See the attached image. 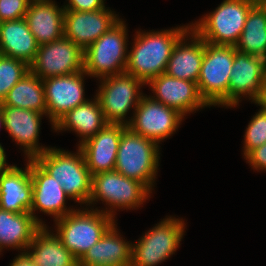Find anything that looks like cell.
<instances>
[{
  "mask_svg": "<svg viewBox=\"0 0 266 266\" xmlns=\"http://www.w3.org/2000/svg\"><path fill=\"white\" fill-rule=\"evenodd\" d=\"M190 28L191 25L162 31H136L135 42L128 52L125 73L133 75L145 85L164 74L175 44Z\"/></svg>",
  "mask_w": 266,
  "mask_h": 266,
  "instance_id": "obj_1",
  "label": "cell"
},
{
  "mask_svg": "<svg viewBox=\"0 0 266 266\" xmlns=\"http://www.w3.org/2000/svg\"><path fill=\"white\" fill-rule=\"evenodd\" d=\"M33 160L57 182L61 183L63 190L71 199L88 206L91 197L92 176L79 147L77 153L49 147Z\"/></svg>",
  "mask_w": 266,
  "mask_h": 266,
  "instance_id": "obj_2",
  "label": "cell"
},
{
  "mask_svg": "<svg viewBox=\"0 0 266 266\" xmlns=\"http://www.w3.org/2000/svg\"><path fill=\"white\" fill-rule=\"evenodd\" d=\"M74 210L54 221L56 235L79 260L115 223V219L96 208Z\"/></svg>",
  "mask_w": 266,
  "mask_h": 266,
  "instance_id": "obj_3",
  "label": "cell"
},
{
  "mask_svg": "<svg viewBox=\"0 0 266 266\" xmlns=\"http://www.w3.org/2000/svg\"><path fill=\"white\" fill-rule=\"evenodd\" d=\"M159 148L155 141L127 127L121 135L114 170L139 181L152 192L159 166Z\"/></svg>",
  "mask_w": 266,
  "mask_h": 266,
  "instance_id": "obj_4",
  "label": "cell"
},
{
  "mask_svg": "<svg viewBox=\"0 0 266 266\" xmlns=\"http://www.w3.org/2000/svg\"><path fill=\"white\" fill-rule=\"evenodd\" d=\"M253 7L249 0H224L191 28L207 43L235 46Z\"/></svg>",
  "mask_w": 266,
  "mask_h": 266,
  "instance_id": "obj_5",
  "label": "cell"
},
{
  "mask_svg": "<svg viewBox=\"0 0 266 266\" xmlns=\"http://www.w3.org/2000/svg\"><path fill=\"white\" fill-rule=\"evenodd\" d=\"M122 19L84 50V71L99 79L125 73L127 29Z\"/></svg>",
  "mask_w": 266,
  "mask_h": 266,
  "instance_id": "obj_6",
  "label": "cell"
},
{
  "mask_svg": "<svg viewBox=\"0 0 266 266\" xmlns=\"http://www.w3.org/2000/svg\"><path fill=\"white\" fill-rule=\"evenodd\" d=\"M151 193L144 184L125 177L116 170L100 172L92 176L88 205L101 200L110 207L108 210L104 208L103 212L115 218V210L137 209Z\"/></svg>",
  "mask_w": 266,
  "mask_h": 266,
  "instance_id": "obj_7",
  "label": "cell"
},
{
  "mask_svg": "<svg viewBox=\"0 0 266 266\" xmlns=\"http://www.w3.org/2000/svg\"><path fill=\"white\" fill-rule=\"evenodd\" d=\"M234 61V46L204 41V55L198 78L201 97L209 106L228 107V84Z\"/></svg>",
  "mask_w": 266,
  "mask_h": 266,
  "instance_id": "obj_8",
  "label": "cell"
},
{
  "mask_svg": "<svg viewBox=\"0 0 266 266\" xmlns=\"http://www.w3.org/2000/svg\"><path fill=\"white\" fill-rule=\"evenodd\" d=\"M184 220L167 217L132 243L130 266H156L179 248L185 230Z\"/></svg>",
  "mask_w": 266,
  "mask_h": 266,
  "instance_id": "obj_9",
  "label": "cell"
},
{
  "mask_svg": "<svg viewBox=\"0 0 266 266\" xmlns=\"http://www.w3.org/2000/svg\"><path fill=\"white\" fill-rule=\"evenodd\" d=\"M95 95L108 123L127 125L126 115L131 107L135 110L144 95L140 92L145 84L127 73L100 79Z\"/></svg>",
  "mask_w": 266,
  "mask_h": 266,
  "instance_id": "obj_10",
  "label": "cell"
},
{
  "mask_svg": "<svg viewBox=\"0 0 266 266\" xmlns=\"http://www.w3.org/2000/svg\"><path fill=\"white\" fill-rule=\"evenodd\" d=\"M266 59L241 53L234 46V61L228 84V107H237L241 97L258 104L264 95Z\"/></svg>",
  "mask_w": 266,
  "mask_h": 266,
  "instance_id": "obj_11",
  "label": "cell"
},
{
  "mask_svg": "<svg viewBox=\"0 0 266 266\" xmlns=\"http://www.w3.org/2000/svg\"><path fill=\"white\" fill-rule=\"evenodd\" d=\"M133 112V117L127 119V127L157 144L175 133L184 118L177 110L152 99L150 95H143Z\"/></svg>",
  "mask_w": 266,
  "mask_h": 266,
  "instance_id": "obj_12",
  "label": "cell"
},
{
  "mask_svg": "<svg viewBox=\"0 0 266 266\" xmlns=\"http://www.w3.org/2000/svg\"><path fill=\"white\" fill-rule=\"evenodd\" d=\"M84 51L71 40H59L38 46L30 71L42 80L84 71Z\"/></svg>",
  "mask_w": 266,
  "mask_h": 266,
  "instance_id": "obj_13",
  "label": "cell"
},
{
  "mask_svg": "<svg viewBox=\"0 0 266 266\" xmlns=\"http://www.w3.org/2000/svg\"><path fill=\"white\" fill-rule=\"evenodd\" d=\"M85 71L56 77L43 81L45 88L46 114L52 127L70 110L88 101L84 91Z\"/></svg>",
  "mask_w": 266,
  "mask_h": 266,
  "instance_id": "obj_14",
  "label": "cell"
},
{
  "mask_svg": "<svg viewBox=\"0 0 266 266\" xmlns=\"http://www.w3.org/2000/svg\"><path fill=\"white\" fill-rule=\"evenodd\" d=\"M118 16L106 7L95 11L65 10L64 37L84 51L121 20Z\"/></svg>",
  "mask_w": 266,
  "mask_h": 266,
  "instance_id": "obj_15",
  "label": "cell"
},
{
  "mask_svg": "<svg viewBox=\"0 0 266 266\" xmlns=\"http://www.w3.org/2000/svg\"><path fill=\"white\" fill-rule=\"evenodd\" d=\"M30 175L32 182V206L30 213L41 225L47 226L34 215L36 210L54 216L58 220L75 209L66 207L65 201L71 199L63 190L61 183L44 171L33 159H30Z\"/></svg>",
  "mask_w": 266,
  "mask_h": 266,
  "instance_id": "obj_16",
  "label": "cell"
},
{
  "mask_svg": "<svg viewBox=\"0 0 266 266\" xmlns=\"http://www.w3.org/2000/svg\"><path fill=\"white\" fill-rule=\"evenodd\" d=\"M147 84L155 95H151L152 99L177 110L183 116L200 108L209 107L201 97L195 82L174 78L164 73Z\"/></svg>",
  "mask_w": 266,
  "mask_h": 266,
  "instance_id": "obj_17",
  "label": "cell"
},
{
  "mask_svg": "<svg viewBox=\"0 0 266 266\" xmlns=\"http://www.w3.org/2000/svg\"><path fill=\"white\" fill-rule=\"evenodd\" d=\"M126 128L125 124L108 123L95 136L78 146L82 150L91 176L115 169L121 135Z\"/></svg>",
  "mask_w": 266,
  "mask_h": 266,
  "instance_id": "obj_18",
  "label": "cell"
},
{
  "mask_svg": "<svg viewBox=\"0 0 266 266\" xmlns=\"http://www.w3.org/2000/svg\"><path fill=\"white\" fill-rule=\"evenodd\" d=\"M0 107L4 115L5 129L12 140L23 147L27 160L34 159L48 149L38 144L41 119L47 114L11 106Z\"/></svg>",
  "mask_w": 266,
  "mask_h": 266,
  "instance_id": "obj_19",
  "label": "cell"
},
{
  "mask_svg": "<svg viewBox=\"0 0 266 266\" xmlns=\"http://www.w3.org/2000/svg\"><path fill=\"white\" fill-rule=\"evenodd\" d=\"M187 40L191 41L187 43ZM203 55L204 40L190 28L175 44L165 74L197 83Z\"/></svg>",
  "mask_w": 266,
  "mask_h": 266,
  "instance_id": "obj_20",
  "label": "cell"
},
{
  "mask_svg": "<svg viewBox=\"0 0 266 266\" xmlns=\"http://www.w3.org/2000/svg\"><path fill=\"white\" fill-rule=\"evenodd\" d=\"M32 206V182L30 159L22 168L9 166L0 171V208L15 213H30Z\"/></svg>",
  "mask_w": 266,
  "mask_h": 266,
  "instance_id": "obj_21",
  "label": "cell"
},
{
  "mask_svg": "<svg viewBox=\"0 0 266 266\" xmlns=\"http://www.w3.org/2000/svg\"><path fill=\"white\" fill-rule=\"evenodd\" d=\"M65 9L53 0H31L24 16L38 45L64 37Z\"/></svg>",
  "mask_w": 266,
  "mask_h": 266,
  "instance_id": "obj_22",
  "label": "cell"
},
{
  "mask_svg": "<svg viewBox=\"0 0 266 266\" xmlns=\"http://www.w3.org/2000/svg\"><path fill=\"white\" fill-rule=\"evenodd\" d=\"M113 224L84 255L78 266H130L132 243L126 242Z\"/></svg>",
  "mask_w": 266,
  "mask_h": 266,
  "instance_id": "obj_23",
  "label": "cell"
},
{
  "mask_svg": "<svg viewBox=\"0 0 266 266\" xmlns=\"http://www.w3.org/2000/svg\"><path fill=\"white\" fill-rule=\"evenodd\" d=\"M38 44L24 18L0 23V54L16 58L30 65L38 51Z\"/></svg>",
  "mask_w": 266,
  "mask_h": 266,
  "instance_id": "obj_24",
  "label": "cell"
},
{
  "mask_svg": "<svg viewBox=\"0 0 266 266\" xmlns=\"http://www.w3.org/2000/svg\"><path fill=\"white\" fill-rule=\"evenodd\" d=\"M107 124L99 101L94 96L93 100H88L68 111L53 128L56 132L64 131V129L65 131L73 130L81 138L79 146L90 137L95 136Z\"/></svg>",
  "mask_w": 266,
  "mask_h": 266,
  "instance_id": "obj_25",
  "label": "cell"
},
{
  "mask_svg": "<svg viewBox=\"0 0 266 266\" xmlns=\"http://www.w3.org/2000/svg\"><path fill=\"white\" fill-rule=\"evenodd\" d=\"M42 226L34 235L26 253L36 266H78V259L54 233Z\"/></svg>",
  "mask_w": 266,
  "mask_h": 266,
  "instance_id": "obj_26",
  "label": "cell"
},
{
  "mask_svg": "<svg viewBox=\"0 0 266 266\" xmlns=\"http://www.w3.org/2000/svg\"><path fill=\"white\" fill-rule=\"evenodd\" d=\"M41 227L31 213H15L0 208V249L11 247L26 252Z\"/></svg>",
  "mask_w": 266,
  "mask_h": 266,
  "instance_id": "obj_27",
  "label": "cell"
},
{
  "mask_svg": "<svg viewBox=\"0 0 266 266\" xmlns=\"http://www.w3.org/2000/svg\"><path fill=\"white\" fill-rule=\"evenodd\" d=\"M0 106H11L46 114L45 88L42 79L29 71L9 90Z\"/></svg>",
  "mask_w": 266,
  "mask_h": 266,
  "instance_id": "obj_28",
  "label": "cell"
},
{
  "mask_svg": "<svg viewBox=\"0 0 266 266\" xmlns=\"http://www.w3.org/2000/svg\"><path fill=\"white\" fill-rule=\"evenodd\" d=\"M235 49L266 59V8L253 7L250 10Z\"/></svg>",
  "mask_w": 266,
  "mask_h": 266,
  "instance_id": "obj_29",
  "label": "cell"
},
{
  "mask_svg": "<svg viewBox=\"0 0 266 266\" xmlns=\"http://www.w3.org/2000/svg\"><path fill=\"white\" fill-rule=\"evenodd\" d=\"M30 71L29 65L19 59L0 54V103L9 90Z\"/></svg>",
  "mask_w": 266,
  "mask_h": 266,
  "instance_id": "obj_30",
  "label": "cell"
},
{
  "mask_svg": "<svg viewBox=\"0 0 266 266\" xmlns=\"http://www.w3.org/2000/svg\"><path fill=\"white\" fill-rule=\"evenodd\" d=\"M258 105L261 109L252 117L245 130L244 157L250 151L266 143V108L260 103Z\"/></svg>",
  "mask_w": 266,
  "mask_h": 266,
  "instance_id": "obj_31",
  "label": "cell"
},
{
  "mask_svg": "<svg viewBox=\"0 0 266 266\" xmlns=\"http://www.w3.org/2000/svg\"><path fill=\"white\" fill-rule=\"evenodd\" d=\"M31 0H0V23L24 18Z\"/></svg>",
  "mask_w": 266,
  "mask_h": 266,
  "instance_id": "obj_32",
  "label": "cell"
},
{
  "mask_svg": "<svg viewBox=\"0 0 266 266\" xmlns=\"http://www.w3.org/2000/svg\"><path fill=\"white\" fill-rule=\"evenodd\" d=\"M69 3L63 5L65 10L73 11H95L105 8L104 0H68Z\"/></svg>",
  "mask_w": 266,
  "mask_h": 266,
  "instance_id": "obj_33",
  "label": "cell"
},
{
  "mask_svg": "<svg viewBox=\"0 0 266 266\" xmlns=\"http://www.w3.org/2000/svg\"><path fill=\"white\" fill-rule=\"evenodd\" d=\"M244 159L254 170L266 171V143L250 151Z\"/></svg>",
  "mask_w": 266,
  "mask_h": 266,
  "instance_id": "obj_34",
  "label": "cell"
},
{
  "mask_svg": "<svg viewBox=\"0 0 266 266\" xmlns=\"http://www.w3.org/2000/svg\"><path fill=\"white\" fill-rule=\"evenodd\" d=\"M10 266H36L31 257L26 252H21L13 259Z\"/></svg>",
  "mask_w": 266,
  "mask_h": 266,
  "instance_id": "obj_35",
  "label": "cell"
},
{
  "mask_svg": "<svg viewBox=\"0 0 266 266\" xmlns=\"http://www.w3.org/2000/svg\"><path fill=\"white\" fill-rule=\"evenodd\" d=\"M5 150L4 148L2 147V145L0 144V171L11 166V165H8V163L6 162V154H5Z\"/></svg>",
  "mask_w": 266,
  "mask_h": 266,
  "instance_id": "obj_36",
  "label": "cell"
},
{
  "mask_svg": "<svg viewBox=\"0 0 266 266\" xmlns=\"http://www.w3.org/2000/svg\"><path fill=\"white\" fill-rule=\"evenodd\" d=\"M254 7L266 8V0H249Z\"/></svg>",
  "mask_w": 266,
  "mask_h": 266,
  "instance_id": "obj_37",
  "label": "cell"
},
{
  "mask_svg": "<svg viewBox=\"0 0 266 266\" xmlns=\"http://www.w3.org/2000/svg\"><path fill=\"white\" fill-rule=\"evenodd\" d=\"M259 103L262 104L266 108V82H265V88H264V95Z\"/></svg>",
  "mask_w": 266,
  "mask_h": 266,
  "instance_id": "obj_38",
  "label": "cell"
},
{
  "mask_svg": "<svg viewBox=\"0 0 266 266\" xmlns=\"http://www.w3.org/2000/svg\"><path fill=\"white\" fill-rule=\"evenodd\" d=\"M1 126H5V123H4V115L2 113V110H1V107H0V127Z\"/></svg>",
  "mask_w": 266,
  "mask_h": 266,
  "instance_id": "obj_39",
  "label": "cell"
}]
</instances>
